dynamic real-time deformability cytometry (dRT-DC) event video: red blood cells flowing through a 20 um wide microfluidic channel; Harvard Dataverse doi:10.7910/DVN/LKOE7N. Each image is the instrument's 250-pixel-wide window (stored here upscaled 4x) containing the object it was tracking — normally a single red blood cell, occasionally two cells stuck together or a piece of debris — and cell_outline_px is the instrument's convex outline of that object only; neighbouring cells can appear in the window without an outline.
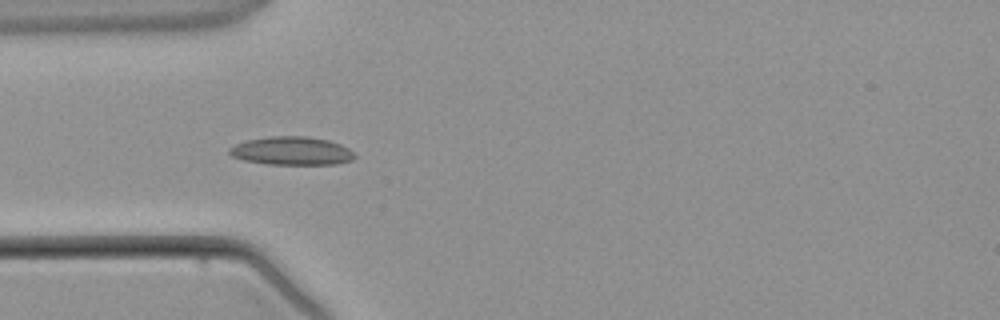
{"species": "common noctule bat (a hibernating species)", "species_latin": "Nyctalus noctula", "temperature_condition": "warm", "stored_images_in_passage": 4, "camera_frame_rate_fps": 3000, "um_per_image_px": 0.085, "animal": {"sex": "male", "body_mass_g": 21.5, "forearm_length_mm": 52.0}, "frame": {"image": 1, "passage_image": 3, "time_ms": 3.333, "image_size_px": [1000, 320], "cell_outline_px": [[356, 156], [352, 160], [336, 164], [268, 164], [244, 160], [232, 156], [228, 152], [228, 148], [236, 144], [248, 140], [268, 136], [304, 136], [328, 140], [340, 144], [348, 148]], "centroid_in_image_um": [24.78, 12.82], "position_along_channel_um": 60.2, "area_um2": 20.58}}
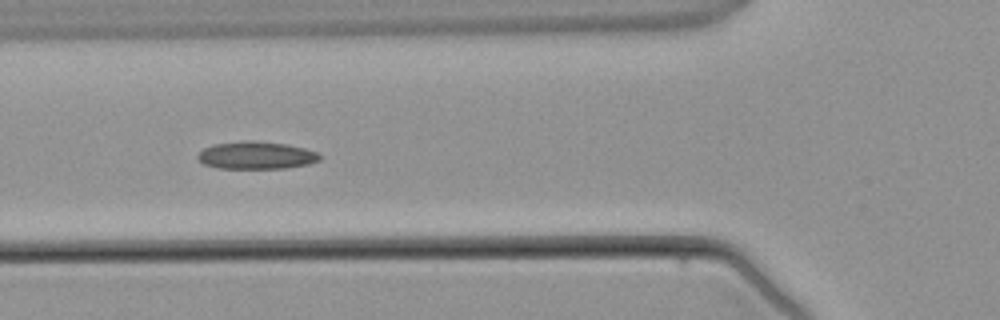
{"frame": {"image": 2, "passage_image": 4, "time_ms": 4.333, "image_size_px": [1000, 320], "cell_outline_px": [[324, 156], [320, 160], [308, 164], [284, 168], [216, 168], [204, 164], [196, 156], [204, 148], [212, 144], [244, 140], [256, 140], [288, 144], [304, 148], [316, 152]], "centroid_in_image_um": [21.79, 13.19], "position_along_channel_um": 104.0, "area_um2": 19.77}}